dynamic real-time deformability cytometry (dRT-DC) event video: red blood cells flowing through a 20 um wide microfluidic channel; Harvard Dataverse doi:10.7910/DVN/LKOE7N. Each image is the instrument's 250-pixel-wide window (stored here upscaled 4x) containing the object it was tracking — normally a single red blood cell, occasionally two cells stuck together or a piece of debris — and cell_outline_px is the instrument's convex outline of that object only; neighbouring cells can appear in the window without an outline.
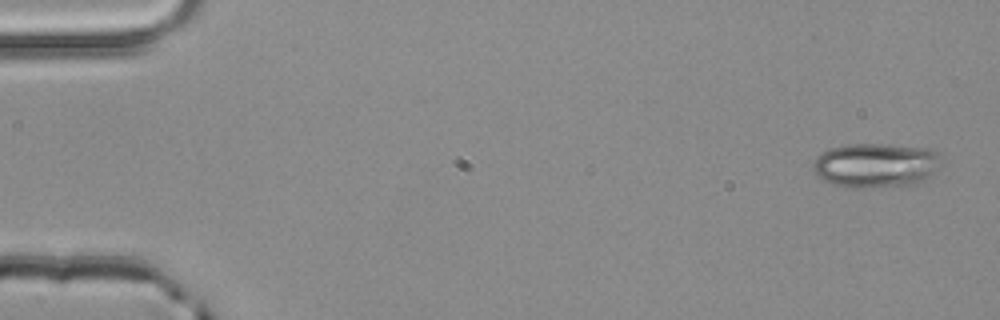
{"species": "common noctule bat (a hibernating species)", "species_latin": "Nyctalus noctula", "temperature_condition": "room temperature", "stored_images_in_passage": 3, "camera_frame_rate_fps": 3000, "um_per_image_px": 0.085, "animal": {"sex": "male", "body_mass_g": 20.4}, "frame": {"image": 1, "passage_image": 1, "time_ms": 0.0, "image_size_px": [1000, 320], "cell_outline_px": [[936, 172], [924, 180], [916, 184], [864, 188], [848, 188], [832, 184], [816, 176], [812, 168], [812, 164], [816, 156], [820, 152], [832, 148], [848, 144], [888, 144], [932, 148], [936, 152]], "centroid_in_image_um": [74.37, 14.05], "position_along_channel_um": 10.6, "area_um2": 33.35}}